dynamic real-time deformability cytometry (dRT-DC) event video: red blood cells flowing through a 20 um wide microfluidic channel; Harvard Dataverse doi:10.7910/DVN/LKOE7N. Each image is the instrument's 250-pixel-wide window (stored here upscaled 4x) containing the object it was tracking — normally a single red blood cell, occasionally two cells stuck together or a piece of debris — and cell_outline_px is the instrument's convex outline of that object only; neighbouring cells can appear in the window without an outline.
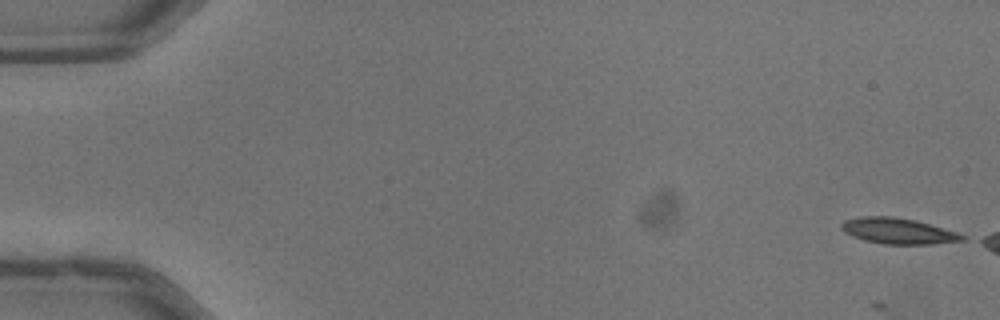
{"species": "common noctule bat (a hibernating species)", "species_latin": "Nyctalus noctula", "temperature_condition": "warm", "stored_images_in_passage": 15, "camera_frame_rate_fps": 3000, "um_per_image_px": 0.085, "animal": {"sex": "male", "body_mass_g": 13.3}, "frame": {"image": 1, "passage_image": 1, "time_ms": 0.0, "image_size_px": [1000, 320], "cell_outline_px": [[968, 236], [964, 240], [932, 244], [884, 244], [864, 240], [852, 236], [844, 232], [840, 228], [840, 224], [844, 220], [860, 216], [892, 216], [916, 220], [956, 232]], "centroid_in_image_um": [76.31, 19.63], "position_along_channel_um": 8.7, "area_um2": 18.26}}